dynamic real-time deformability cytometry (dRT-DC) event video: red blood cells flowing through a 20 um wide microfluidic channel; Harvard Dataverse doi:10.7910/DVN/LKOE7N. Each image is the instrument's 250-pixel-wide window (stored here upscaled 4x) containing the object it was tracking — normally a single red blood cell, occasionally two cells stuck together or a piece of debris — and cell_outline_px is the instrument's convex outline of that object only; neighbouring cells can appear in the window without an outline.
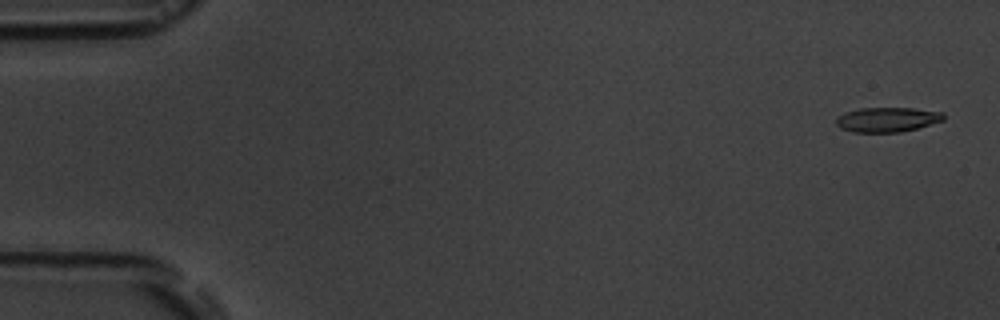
{"species": "common noctule bat (a hibernating species)", "species_latin": "Nyctalus noctula", "temperature_condition": "room temperature", "stored_images_in_passage": 6, "camera_frame_rate_fps": 3000, "um_per_image_px": 0.085, "animal": {"sex": "male", "body_mass_g": 19.5, "forearm_length_mm": 54.6}, "frame": {"image": 1, "passage_image": 1, "time_ms": 0.0, "image_size_px": [1000, 320], "cell_outline_px": [[944, 120], [916, 128], [900, 132], [852, 132], [840, 128], [836, 124], [836, 116], [844, 112], [860, 108], [912, 108], [944, 112]], "centroid_in_image_um": [75.38, 10.16], "position_along_channel_um": 9.6, "area_um2": 15.49}}
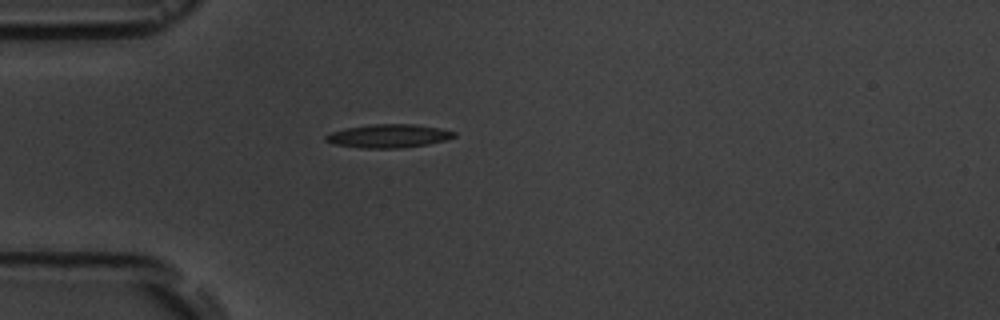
{"frame": {"image": 2, "passage_image": 5, "time_ms": 4.667, "image_size_px": [1000, 320], "cell_outline_px": [[456, 136], [444, 140], [428, 144], [400, 148], [360, 148], [332, 144], [324, 140], [324, 136], [332, 132], [344, 128], [372, 124], [416, 124], [440, 128], [456, 132]], "centroid_in_image_um": [32.99, 11.55], "position_along_channel_um": 52.0, "area_um2": 17.63}}